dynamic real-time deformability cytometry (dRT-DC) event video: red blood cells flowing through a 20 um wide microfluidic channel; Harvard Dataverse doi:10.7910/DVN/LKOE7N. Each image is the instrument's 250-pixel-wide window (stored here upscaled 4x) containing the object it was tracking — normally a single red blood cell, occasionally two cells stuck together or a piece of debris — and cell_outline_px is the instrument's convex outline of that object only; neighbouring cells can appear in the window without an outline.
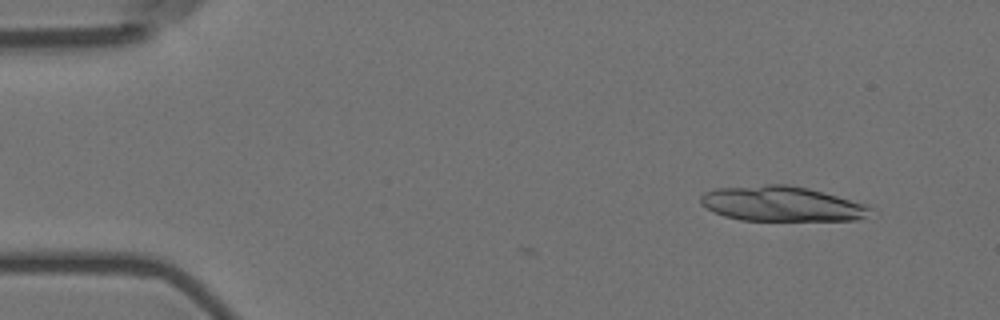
{"species": "Egyptian fruit bat (a non-hibernating species)", "species_latin": "Rousettus aegyptiacus", "temperature_condition": "room temperature", "stored_images_in_passage": 4, "camera_frame_rate_fps": 3000, "um_per_image_px": 0.085, "animal": {"sex": "female"}, "frame": {"image": 1, "passage_image": 2, "time_ms": 0.333, "image_size_px": [1000, 320], "cell_outline_px": [[876, 212], [856, 220], [740, 220], [724, 216], [700, 204], [700, 196], [704, 192], [716, 188], [768, 184], [788, 184], [808, 188], [824, 192], [868, 204], [876, 208]], "centroid_in_image_um": [66.51, 17.32], "position_along_channel_um": 18.5, "area_um2": 34.97}}